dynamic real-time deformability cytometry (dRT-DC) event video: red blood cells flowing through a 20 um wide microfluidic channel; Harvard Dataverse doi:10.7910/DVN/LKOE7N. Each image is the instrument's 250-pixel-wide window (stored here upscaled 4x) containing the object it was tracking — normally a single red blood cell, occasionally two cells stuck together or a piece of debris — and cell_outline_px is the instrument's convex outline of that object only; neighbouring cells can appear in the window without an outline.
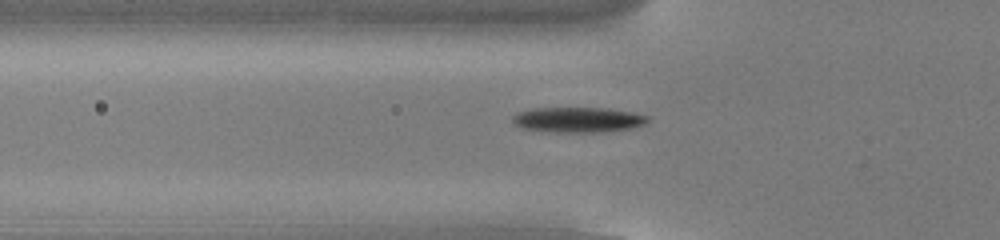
{"species": "common noctule bat (a hibernating species)", "species_latin": "Nyctalus noctula", "temperature_condition": "cold", "stored_images_in_passage": 54, "camera_frame_rate_fps": 3000, "um_per_image_px": 0.085, "animal": {"sex": "male", "body_mass_g": 13.0, "forearm_length_mm": 53.1}, "frame": {"image": 1, "passage_image": 19, "time_ms": 6.0, "image_size_px": [1000, 240], "cell_outline_px": [[652, 120], [644, 124], [632, 128], [604, 132], [548, 132], [520, 128], [512, 124], [512, 116], [516, 112], [532, 108], [608, 108], [632, 112], [648, 116]], "centroid_in_image_um": [49.1, 10.18], "position_along_channel_um": 76.7, "area_um2": 20.29}}
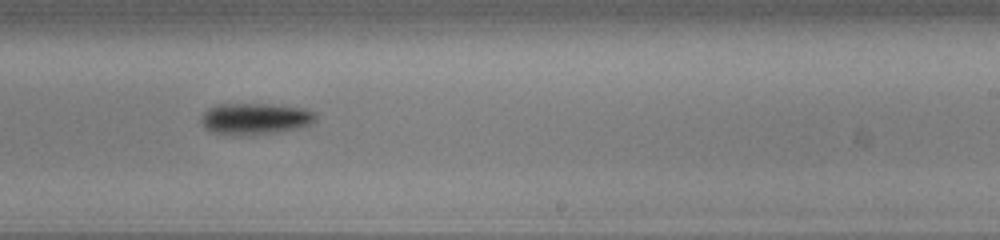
{"frame": {"image": 2, "passage_image": 34, "time_ms": 11.0, "image_size_px": [1000, 240], "cell_outline_px": [[316, 120], [312, 124], [300, 128], [280, 132], [252, 136], [236, 136], [212, 132], [204, 128], [200, 120], [204, 112], [208, 108], [216, 104], [272, 104], [304, 108], [316, 112]], "centroid_in_image_um": [21.7, 10.11], "position_along_channel_um": 267.3, "area_um2": 21.62}}
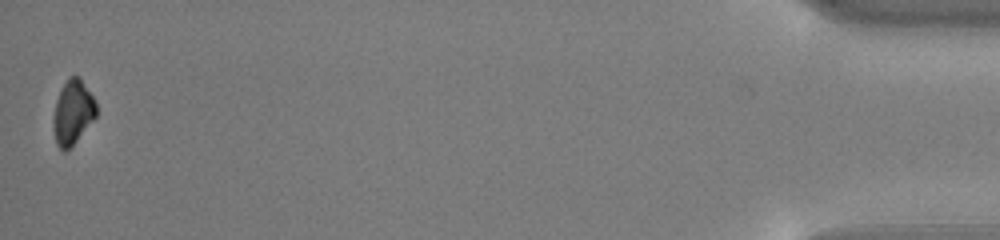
{"frame": {"image": 3, "passage_image": 54, "time_ms": 17.667, "image_size_px": [1000, 240], "cell_outline_px": [[96, 116], [76, 140], [64, 152], [56, 144], [52, 124], [56, 100], [68, 76], [76, 76], [80, 80], [92, 96], [96, 104]], "centroid_in_image_um": [6.15, 9.56], "position_along_channel_um": 429.0, "area_um2": 15.55}, "authors_computed_cell_mechanics": {"area_um2": 18.3226, "velocity_mm_per_s": 3.8087, "shape_relaxation_time_tau1_ms": 1.5747, "shape_relaxation_time_tau2_ms": null, "deformation_change_tau1": 0.1049, "deformation_change_tau2": null}}